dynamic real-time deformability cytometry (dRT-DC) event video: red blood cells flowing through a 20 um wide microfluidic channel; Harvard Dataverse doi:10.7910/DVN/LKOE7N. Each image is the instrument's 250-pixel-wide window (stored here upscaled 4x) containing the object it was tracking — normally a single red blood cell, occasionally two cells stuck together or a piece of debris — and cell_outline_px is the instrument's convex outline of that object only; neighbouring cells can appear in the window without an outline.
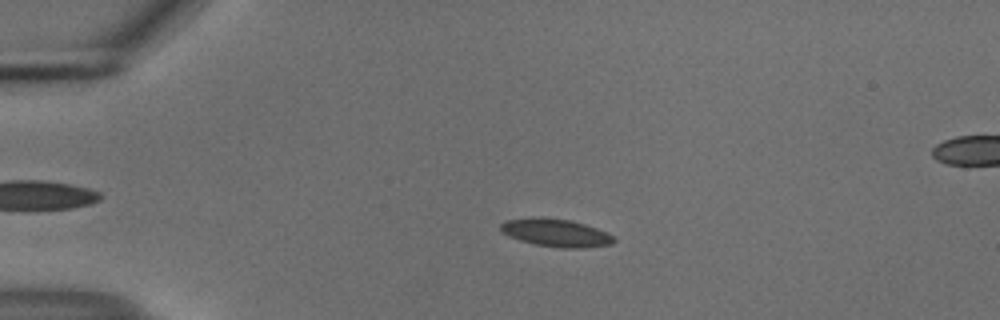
{"species": "common noctule bat (a hibernating species)", "species_latin": "Nyctalus noctula", "temperature_condition": "cold", "stored_images_in_passage": 37, "camera_frame_rate_fps": 3000, "um_per_image_px": 0.085, "animal": {"sex": "male", "body_mass_g": 18.8}, "frame": {"image": 1, "passage_image": 13, "time_ms": 4.0, "image_size_px": [1000, 320], "cell_outline_px": [[616, 240], [612, 244], [584, 248], [560, 248], [536, 244], [520, 240], [508, 236], [500, 232], [500, 224], [504, 220], [536, 216], [540, 216], [572, 220], [596, 228], [616, 236]], "centroid_in_image_um": [47.24, 19.77], "position_along_channel_um": 37.8, "area_um2": 18.73}}
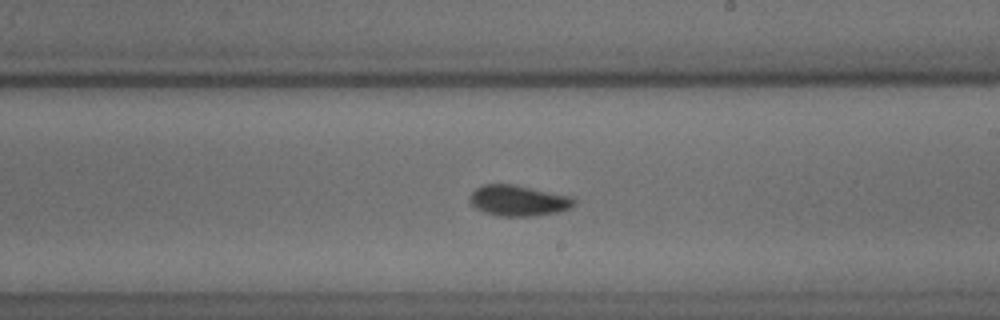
{"frame": {"image": 2, "passage_image": 33, "time_ms": 10.667, "image_size_px": [1000, 320], "cell_outline_px": [[576, 204], [572, 208], [556, 212], [532, 216], [496, 216], [484, 212], [476, 208], [472, 204], [468, 196], [476, 188], [484, 184], [516, 184], [572, 196], [576, 200]], "centroid_in_image_um": [44.08, 17.04], "position_along_channel_um": 244.9, "area_um2": 18.96}}
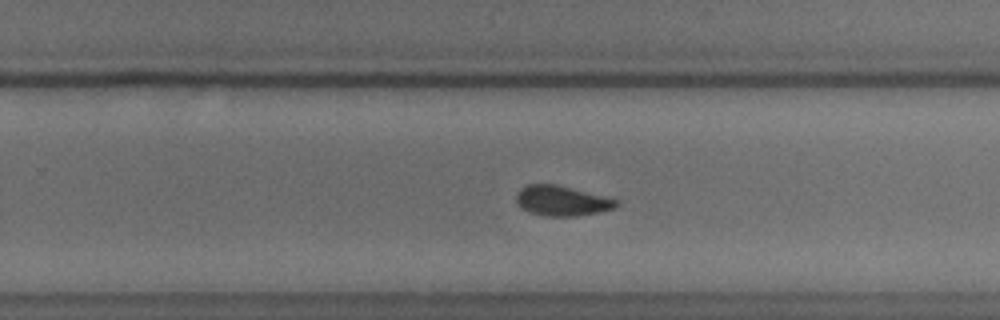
{"frame": {"image": 3, "passage_image": 36, "time_ms": 11.667, "image_size_px": [1000, 320], "cell_outline_px": [[620, 204], [616, 208], [600, 212], [576, 216], [544, 216], [528, 212], [520, 208], [516, 204], [516, 192], [520, 188], [528, 184], [556, 184], [620, 200]], "centroid_in_image_um": [47.74, 17.07], "position_along_channel_um": 282.1, "area_um2": 17.86}}